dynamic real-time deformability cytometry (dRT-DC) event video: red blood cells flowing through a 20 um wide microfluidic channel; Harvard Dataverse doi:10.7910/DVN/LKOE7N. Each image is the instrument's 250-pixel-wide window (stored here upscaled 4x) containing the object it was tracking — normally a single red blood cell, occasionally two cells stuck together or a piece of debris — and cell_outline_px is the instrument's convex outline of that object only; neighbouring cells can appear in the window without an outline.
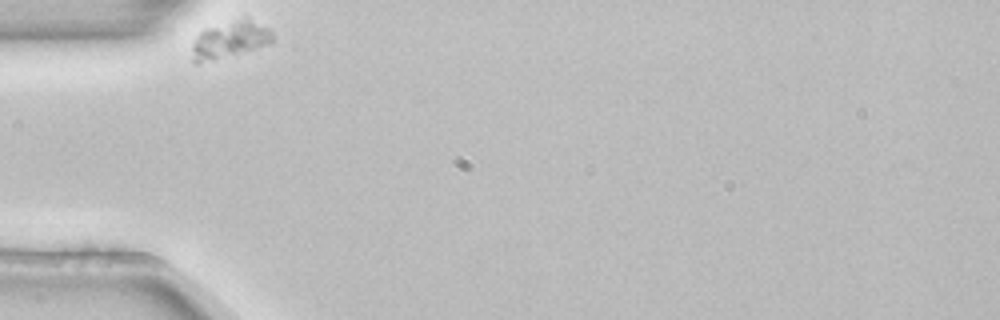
{"species": "common noctule bat (a hibernating species)", "species_latin": "Nyctalus noctula", "temperature_condition": "room temperature", "stored_images_in_passage": 32, "camera_frame_rate_fps": 3000, "um_per_image_px": 0.085, "animal": {"sex": "female", "body_mass_g": 22.7, "forearm_length_mm": 54.2}, "frame": {"image": 1, "passage_image": 1, "time_ms": 0.0, "image_size_px": [1000, 320], "cell_outline_px": [[272, 40], [268, 44], [212, 60], [196, 64], [192, 60], [192, 40], [204, 28], [244, 12], [268, 28], [272, 32]], "centroid_in_image_um": [19.51, 3.25], "position_along_channel_um": 65.5, "area_um2": 18.15}}